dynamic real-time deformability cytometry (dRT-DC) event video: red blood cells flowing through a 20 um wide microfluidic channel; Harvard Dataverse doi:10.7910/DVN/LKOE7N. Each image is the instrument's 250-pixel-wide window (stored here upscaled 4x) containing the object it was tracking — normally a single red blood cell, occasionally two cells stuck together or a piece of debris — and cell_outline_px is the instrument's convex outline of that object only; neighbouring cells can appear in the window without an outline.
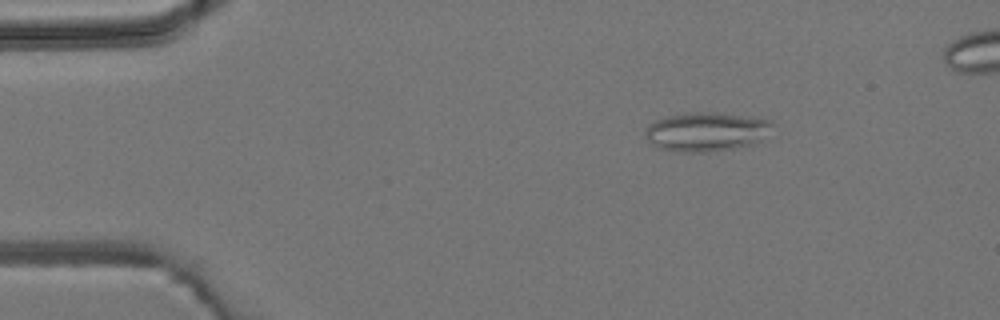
{"species": "common noctule bat (a hibernating species)", "species_latin": "Nyctalus noctula", "temperature_condition": "room temperature", "stored_images_in_passage": 5, "camera_frame_rate_fps": 3000, "um_per_image_px": 0.085, "animal": {"sex": "male", "body_mass_g": 19.2, "forearm_length_mm": 51.8}, "frame": {"image": 1, "passage_image": 2, "time_ms": 1.0, "image_size_px": [1000, 320], "cell_outline_px": [[776, 124], [760, 140], [752, 144], [732, 148], [708, 152], [680, 152], [660, 148], [652, 144], [648, 140], [644, 132], [648, 124], [656, 120], [668, 116], [696, 112], [712, 112], [772, 120]], "centroid_in_image_um": [60.03, 11.2], "position_along_channel_um": 25.0, "area_um2": 28.67}}